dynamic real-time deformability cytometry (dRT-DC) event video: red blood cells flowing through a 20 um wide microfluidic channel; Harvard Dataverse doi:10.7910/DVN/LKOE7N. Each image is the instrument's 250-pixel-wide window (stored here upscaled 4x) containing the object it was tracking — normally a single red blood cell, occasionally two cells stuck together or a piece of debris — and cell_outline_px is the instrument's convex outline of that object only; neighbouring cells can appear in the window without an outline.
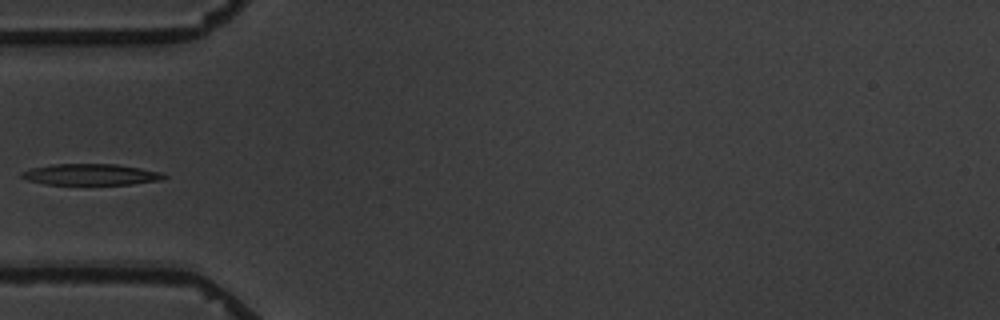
{"species": "common noctule bat (a hibernating species)", "species_latin": "Nyctalus noctula", "temperature_condition": "warm", "stored_images_in_passage": 4, "camera_frame_rate_fps": 3000, "um_per_image_px": 0.085, "animal": {"sex": "male", "body_mass_g": 19.5, "forearm_length_mm": 54.6}, "frame": {"image": 1, "passage_image": 4, "time_ms": 3.333, "image_size_px": [1000, 320], "cell_outline_px": [[168, 176], [160, 180], [132, 184], [44, 184], [28, 180], [20, 176], [20, 172], [32, 168], [52, 164], [116, 164], [140, 168], [160, 172]], "centroid_in_image_um": [7.7, 14.83], "position_along_channel_um": 77.3, "area_um2": 17.46}}